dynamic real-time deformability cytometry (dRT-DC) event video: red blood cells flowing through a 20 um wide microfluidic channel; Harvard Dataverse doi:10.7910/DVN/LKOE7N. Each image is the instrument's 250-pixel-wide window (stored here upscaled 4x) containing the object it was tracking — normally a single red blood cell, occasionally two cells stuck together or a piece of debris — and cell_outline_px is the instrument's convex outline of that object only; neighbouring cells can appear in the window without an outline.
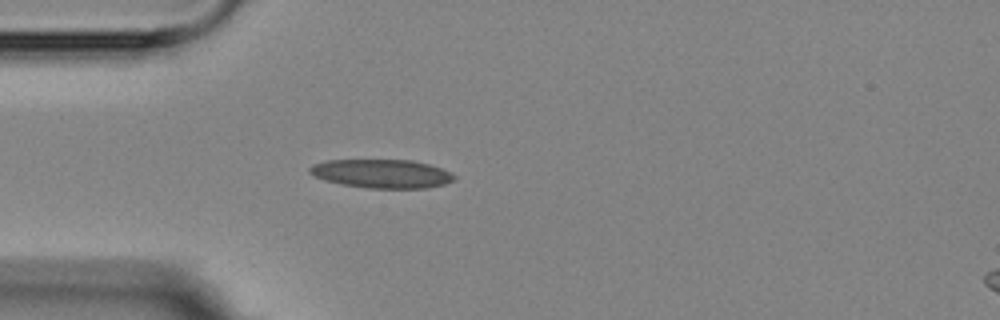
{"species": "Egyptian fruit bat (a non-hibernating species)", "species_latin": "Rousettus aegyptiacus", "temperature_condition": "room temperature", "stored_images_in_passage": 4, "camera_frame_rate_fps": 3000, "um_per_image_px": 0.085, "animal": {"sex": "female"}, "frame": {"image": 1, "passage_image": 4, "time_ms": 3.333, "image_size_px": [1000, 320], "cell_outline_px": [[456, 176], [452, 180], [444, 184], [428, 188], [368, 188], [344, 184], [324, 180], [308, 172], [308, 168], [312, 164], [328, 160], [412, 160], [428, 164], [440, 168]], "centroid_in_image_um": [32.42, 14.76], "position_along_channel_um": 52.6, "area_um2": 23.93}}